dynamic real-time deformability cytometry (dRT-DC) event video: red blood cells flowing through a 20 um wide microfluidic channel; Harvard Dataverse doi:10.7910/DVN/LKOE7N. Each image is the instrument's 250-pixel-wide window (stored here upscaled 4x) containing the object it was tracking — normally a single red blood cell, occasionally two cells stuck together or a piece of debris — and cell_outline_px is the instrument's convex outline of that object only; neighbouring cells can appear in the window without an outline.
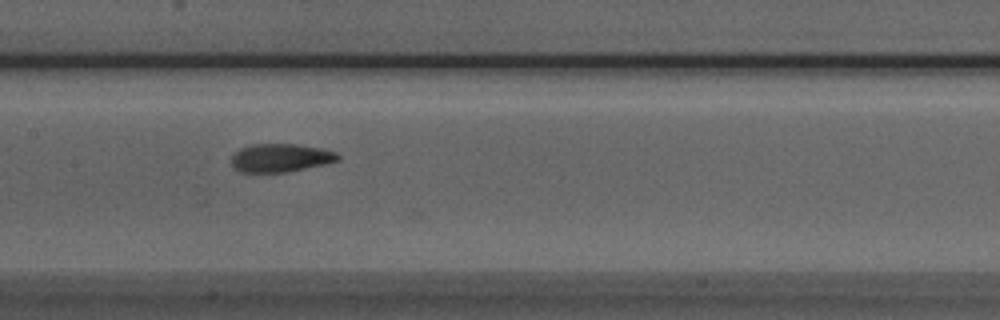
{"species": "Egyptian fruit bat (a non-hibernating species)", "species_latin": "Rousettus aegyptiacus", "temperature_condition": "room temperature", "stored_images_in_passage": 32, "camera_frame_rate_fps": 3000, "um_per_image_px": 0.085, "animal": {"sex": "male"}, "frame": {"image": 1, "passage_image": 11, "time_ms": 3.333, "image_size_px": [1000, 320], "cell_outline_px": [[340, 160], [324, 164], [288, 172], [244, 172], [236, 168], [232, 164], [232, 156], [240, 148], [252, 144], [296, 144], [320, 148], [336, 152], [340, 156]], "centroid_in_image_um": [23.87, 13.41], "position_along_channel_um": 183.5, "area_um2": 17.4}}
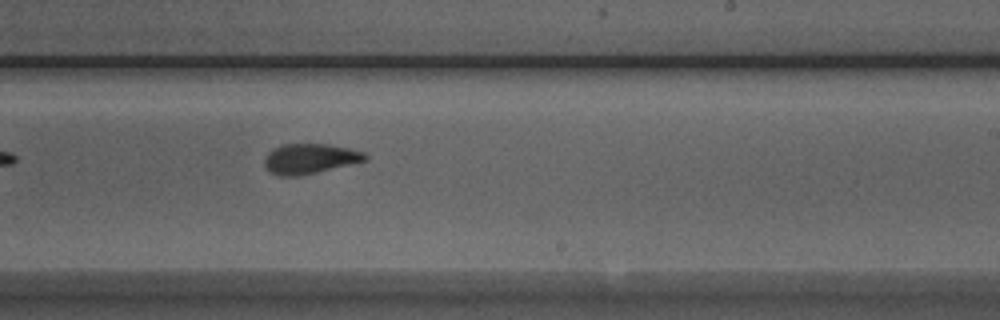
{"frame": {"image": 2, "passage_image": 17, "time_ms": 5.333, "image_size_px": [1000, 320], "cell_outline_px": [[368, 160], [300, 176], [280, 176], [272, 172], [264, 164], [264, 160], [268, 152], [284, 144], [328, 144], [348, 148], [364, 152], [368, 156]], "centroid_in_image_um": [26.37, 13.49], "position_along_channel_um": 262.6, "area_um2": 17.46}}
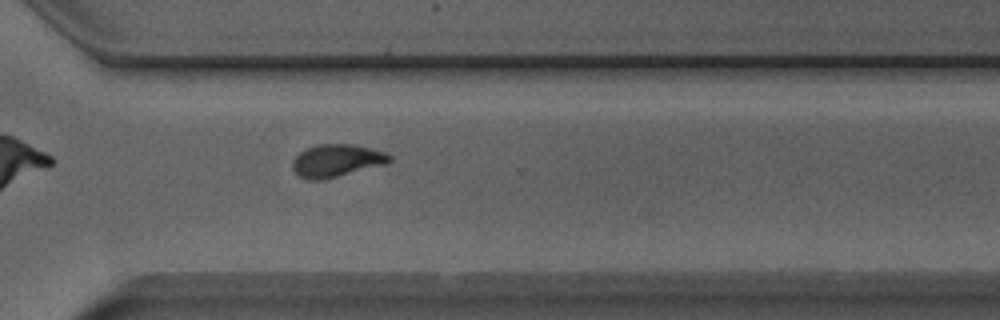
{"frame": {"image": 3, "passage_image": 23, "time_ms": 7.333, "image_size_px": [1000, 320], "cell_outline_px": [[392, 160], [388, 164], [324, 180], [308, 180], [300, 176], [292, 168], [292, 160], [300, 152], [316, 144], [352, 144], [384, 152], [392, 156]], "centroid_in_image_um": [28.63, 13.67], "position_along_channel_um": 342.0, "area_um2": 18.55}}